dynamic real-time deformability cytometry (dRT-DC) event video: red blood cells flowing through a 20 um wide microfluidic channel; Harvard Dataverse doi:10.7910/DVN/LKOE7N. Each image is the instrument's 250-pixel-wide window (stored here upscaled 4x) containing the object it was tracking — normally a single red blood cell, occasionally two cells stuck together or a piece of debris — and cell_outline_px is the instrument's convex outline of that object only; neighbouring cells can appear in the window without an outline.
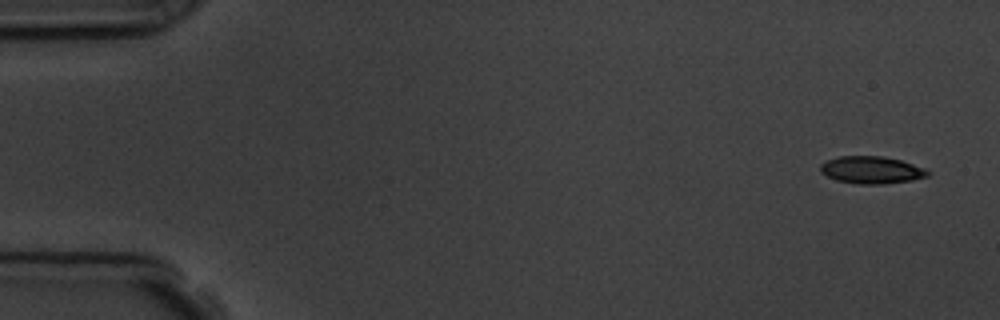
{"species": "common noctule bat (a hibernating species)", "species_latin": "Nyctalus noctula", "temperature_condition": "room temperature", "stored_images_in_passage": 4, "camera_frame_rate_fps": 3000, "um_per_image_px": 0.085, "animal": {"sex": "male", "body_mass_g": 19.5, "forearm_length_mm": 54.6}, "frame": {"image": 1, "passage_image": 1, "time_ms": 0.0, "image_size_px": [1000, 320], "cell_outline_px": [[932, 172], [928, 176], [912, 180], [880, 184], [860, 184], [836, 180], [820, 172], [820, 164], [828, 160], [840, 156], [880, 156], [900, 160], [924, 168]], "centroid_in_image_um": [74.08, 14.45], "position_along_channel_um": 10.9, "area_um2": 16.94}}
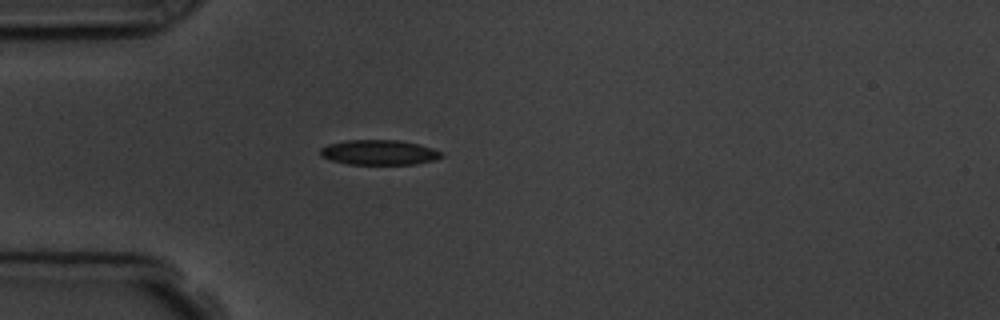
{"frame": {"image": 2, "passage_image": 4, "time_ms": 4.333, "image_size_px": [1000, 320], "cell_outline_px": [[444, 156], [436, 160], [416, 164], [348, 164], [332, 160], [320, 156], [320, 148], [328, 144], [344, 140], [396, 140], [416, 144], [432, 148], [440, 152]], "centroid_in_image_um": [32.2, 12.96], "position_along_channel_um": 52.8, "area_um2": 17.57}}